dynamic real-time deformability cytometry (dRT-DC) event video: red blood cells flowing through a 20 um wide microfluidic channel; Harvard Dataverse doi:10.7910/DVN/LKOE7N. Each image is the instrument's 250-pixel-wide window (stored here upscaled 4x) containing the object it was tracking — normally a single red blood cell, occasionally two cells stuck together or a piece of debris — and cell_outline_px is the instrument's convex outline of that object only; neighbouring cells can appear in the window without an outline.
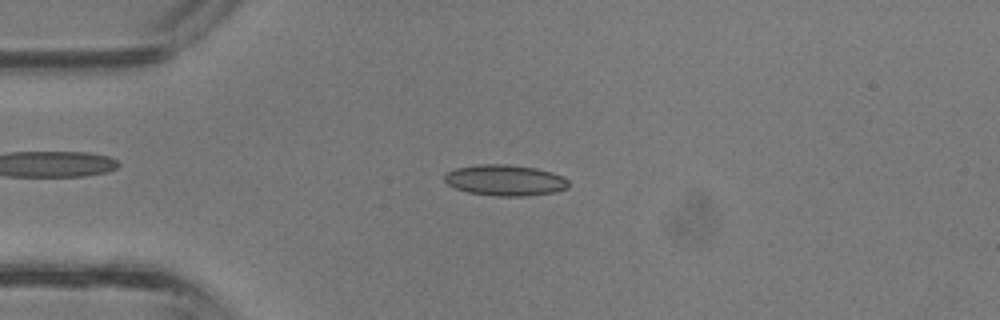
{"species": "common noctule bat (a hibernating species)", "species_latin": "Nyctalus noctula", "temperature_condition": "room temperature", "stored_images_in_passage": 29, "camera_frame_rate_fps": 3000, "um_per_image_px": 0.085, "animal": {"sex": "male", "body_mass_g": 13.3}, "frame": {"image": 1, "passage_image": 1, "time_ms": 0.0, "image_size_px": [1000, 320], "cell_outline_px": [[568, 188], [552, 192], [528, 196], [496, 196], [468, 192], [456, 188], [448, 184], [444, 180], [444, 176], [448, 172], [456, 168], [476, 164], [504, 164], [536, 168], [552, 172], [564, 176], [568, 180]], "centroid_in_image_um": [42.94, 15.32], "position_along_channel_um": 42.1, "area_um2": 22.37}}
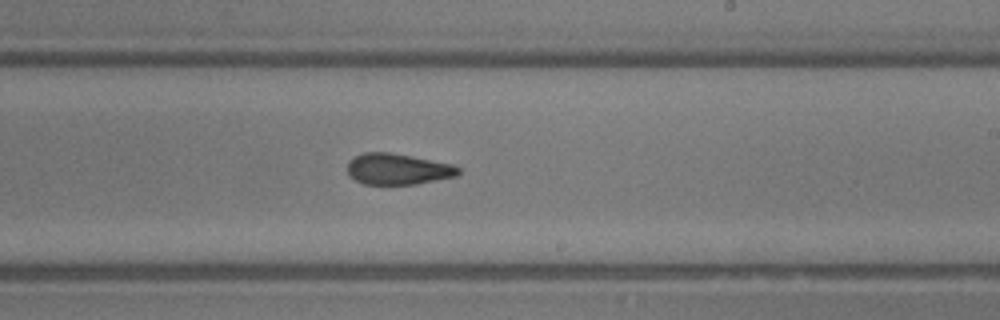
{"frame": {"image": 2, "passage_image": 14, "time_ms": 4.333, "image_size_px": [1000, 320], "cell_outline_px": [[460, 172], [456, 176], [416, 184], [364, 184], [348, 176], [348, 160], [364, 152], [388, 152], [412, 156], [452, 164], [460, 168]], "centroid_in_image_um": [33.8, 14.37], "position_along_channel_um": 255.2, "area_um2": 20.06}}
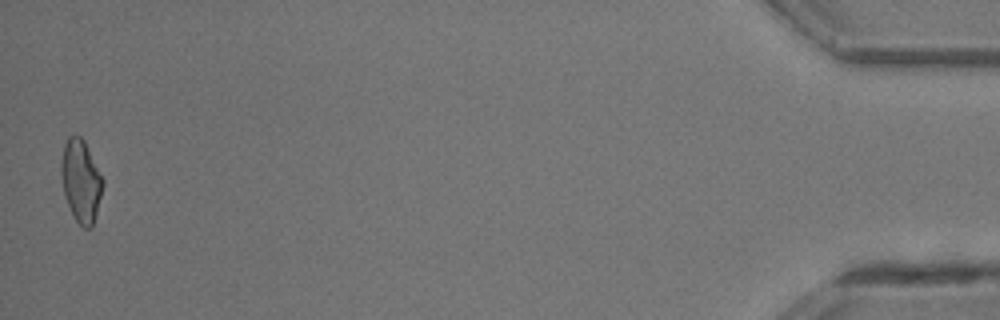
{"frame": {"image": 3, "passage_image": 29, "time_ms": 9.333, "image_size_px": [1000, 320], "cell_outline_px": [[104, 184], [92, 228], [84, 228], [76, 220], [64, 196], [60, 172], [60, 164], [64, 144], [68, 136], [80, 136], [84, 140], [104, 180]], "centroid_in_image_um": [6.87, 15.36], "position_along_channel_um": 428.3, "area_um2": 19.94}}